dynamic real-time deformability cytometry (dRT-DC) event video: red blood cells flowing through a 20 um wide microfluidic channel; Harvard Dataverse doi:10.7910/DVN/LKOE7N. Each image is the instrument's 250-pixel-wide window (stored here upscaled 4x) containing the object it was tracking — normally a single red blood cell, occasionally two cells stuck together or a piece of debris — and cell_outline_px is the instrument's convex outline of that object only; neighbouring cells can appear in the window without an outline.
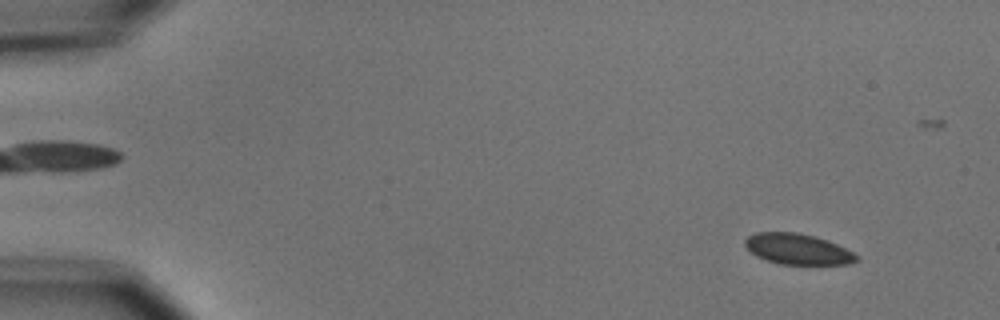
{"species": "common noctule bat (a hibernating species)", "species_latin": "Nyctalus noctula", "temperature_condition": "cold", "stored_images_in_passage": 4, "camera_frame_rate_fps": 3000, "um_per_image_px": 0.085, "animal": {"sex": "male", "body_mass_g": 15.6}, "frame": {"image": 1, "passage_image": 1, "time_ms": 0.0, "image_size_px": [1000, 320], "cell_outline_px": [[860, 260], [848, 264], [780, 264], [756, 256], [744, 244], [744, 240], [748, 236], [756, 232], [796, 232], [816, 236], [828, 240], [860, 256]], "centroid_in_image_um": [67.82, 21.16], "position_along_channel_um": 17.2, "area_um2": 19.94}}
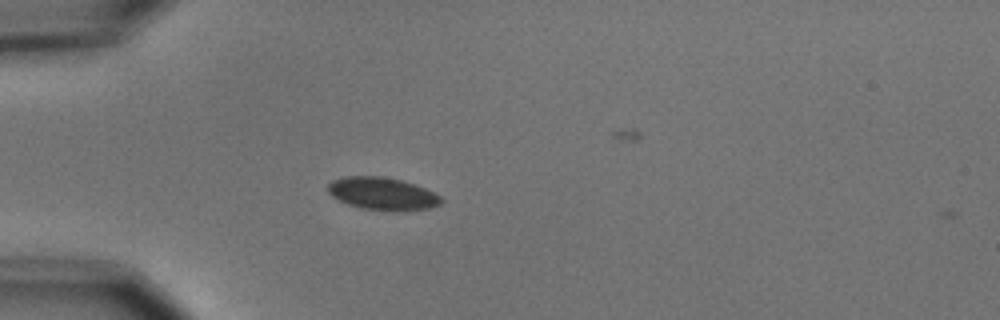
{"frame": {"image": 2, "passage_image": 4, "time_ms": 3.667, "image_size_px": [1000, 320], "cell_outline_px": [[444, 200], [440, 204], [428, 208], [404, 212], [360, 208], [348, 204], [332, 196], [328, 192], [328, 184], [332, 180], [344, 176], [380, 176], [400, 180], [424, 188], [440, 196]], "centroid_in_image_um": [32.5, 16.47], "position_along_channel_um": 52.5, "area_um2": 21.44}}